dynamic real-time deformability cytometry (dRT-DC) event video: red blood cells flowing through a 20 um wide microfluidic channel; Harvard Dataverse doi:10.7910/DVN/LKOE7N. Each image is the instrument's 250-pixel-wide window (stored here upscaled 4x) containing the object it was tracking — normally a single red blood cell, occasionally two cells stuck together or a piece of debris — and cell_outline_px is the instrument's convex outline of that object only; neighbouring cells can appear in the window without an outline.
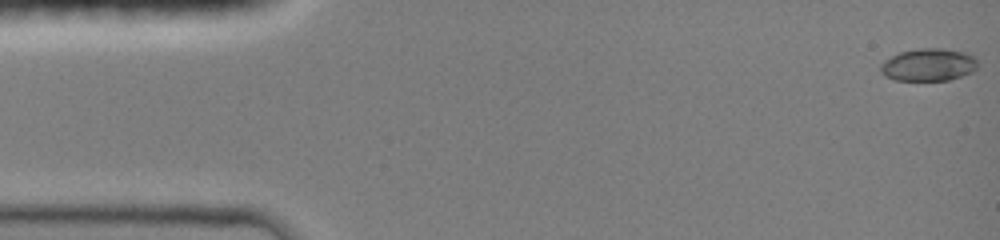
{"species": "common noctule bat (a hibernating species)", "species_latin": "Nyctalus noctula", "temperature_condition": "room temperature", "stored_images_in_passage": 19, "camera_frame_rate_fps": 3000, "um_per_image_px": 0.085, "animal": {"sex": "female", "body_mass_g": 19.0, "forearm_length_mm": 51.5}, "frame": {"image": 1, "passage_image": 1, "time_ms": 0.0, "image_size_px": [1000, 240], "cell_outline_px": [[976, 68], [972, 72], [948, 80], [896, 80], [884, 76], [880, 72], [880, 64], [884, 60], [900, 52], [920, 48], [940, 48], [968, 52], [976, 60]], "centroid_in_image_um": [78.89, 5.5], "position_along_channel_um": 6.1, "area_um2": 18.38}}
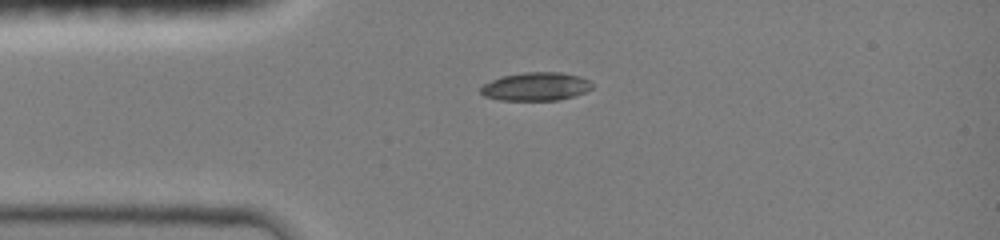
{"frame": {"image": 2, "passage_image": 14, "time_ms": 3.333, "image_size_px": [1000, 240], "cell_outline_px": [[592, 88], [584, 92], [572, 96], [556, 100], [500, 100], [484, 96], [480, 92], [480, 88], [484, 84], [500, 76], [524, 72], [560, 72], [580, 76], [588, 80], [592, 84]], "centroid_in_image_um": [45.52, 7.35], "position_along_channel_um": 39.5, "area_um2": 18.32}}
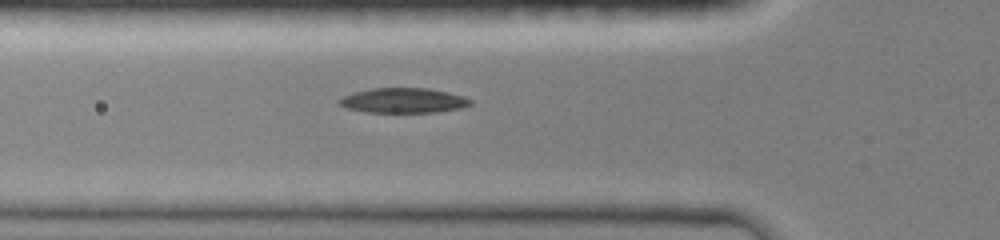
{"frame": {"image": 3, "passage_image": 19, "time_ms": 5.0, "image_size_px": [1000, 240], "cell_outline_px": [[472, 104], [460, 108], [436, 112], [368, 112], [348, 108], [336, 104], [336, 100], [344, 96], [356, 92], [372, 88], [428, 88], [448, 92], [464, 96], [472, 100]], "centroid_in_image_um": [34.29, 8.54], "position_along_channel_um": 91.5, "area_um2": 19.02}}